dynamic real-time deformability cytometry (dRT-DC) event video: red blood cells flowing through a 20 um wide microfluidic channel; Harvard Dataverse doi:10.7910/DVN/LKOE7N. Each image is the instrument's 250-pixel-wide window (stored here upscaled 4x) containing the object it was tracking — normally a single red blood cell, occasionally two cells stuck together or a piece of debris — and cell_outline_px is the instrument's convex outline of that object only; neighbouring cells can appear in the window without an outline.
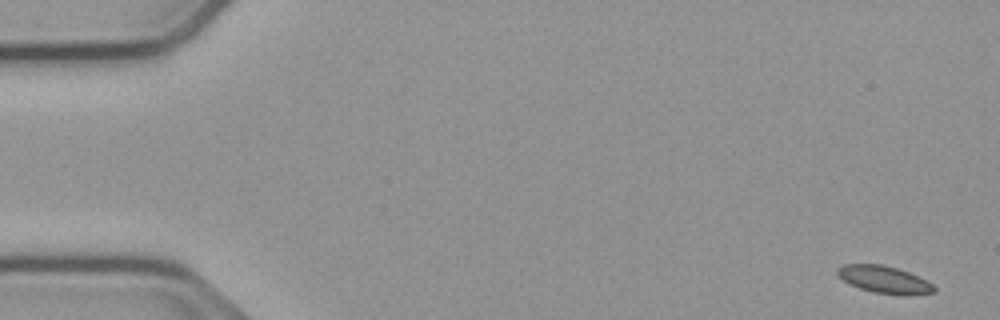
{"species": "common noctule bat (a hibernating species)", "species_latin": "Nyctalus noctula", "temperature_condition": "cold", "stored_images_in_passage": 54, "camera_frame_rate_fps": 3000, "um_per_image_px": 0.085, "animal": {"sex": "male", "body_mass_g": 23.1, "forearm_length_mm": 52.7}, "frame": {"image": 1, "passage_image": 1, "time_ms": 0.0, "image_size_px": [1000, 320], "cell_outline_px": [[936, 292], [872, 292], [848, 284], [836, 272], [836, 268], [844, 264], [880, 264], [896, 268], [908, 272], [932, 284], [936, 288]], "centroid_in_image_um": [75.04, 23.7], "position_along_channel_um": 10.0, "area_um2": 14.39}}
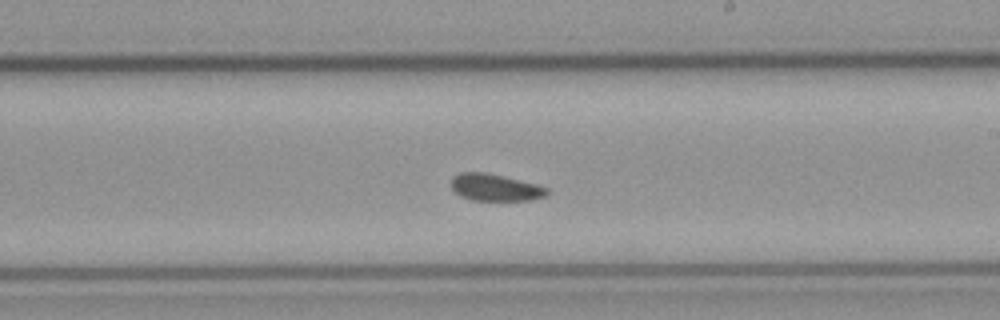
{"frame": {"image": 2, "passage_image": 31, "time_ms": 10.0, "image_size_px": [1000, 320], "cell_outline_px": [[548, 196], [532, 200], [472, 200], [460, 196], [452, 188], [452, 176], [460, 172], [484, 172], [504, 176], [536, 184], [548, 188]], "centroid_in_image_um": [42.1, 15.93], "position_along_channel_um": 246.9, "area_um2": 15.09}}
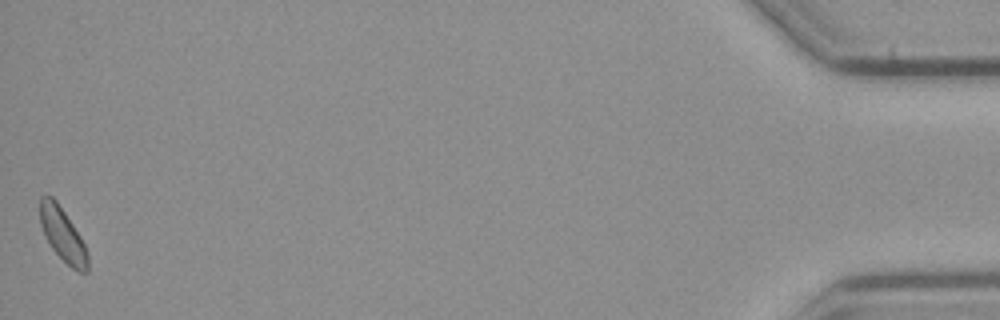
{"frame": {"image": 3, "passage_image": 54, "time_ms": 17.667, "image_size_px": [1000, 320], "cell_outline_px": [[88, 272], [76, 272], [52, 248], [44, 236], [40, 224], [40, 196], [52, 196], [56, 200], [80, 236], [88, 252]], "centroid_in_image_um": [5.32, 19.96], "position_along_channel_um": 429.9, "area_um2": 14.68}, "authors_computed_cell_mechanics": {"area_um2": 15.4326, "velocity_mm_per_s": 3.7388, "shape_relaxation_time_tau1_ms": 5.1832, "shape_relaxation_time_tau2_ms": 3.4208, "deformation_change_tau1": 0.0721, "deformation_change_tau2": 0.0848}}